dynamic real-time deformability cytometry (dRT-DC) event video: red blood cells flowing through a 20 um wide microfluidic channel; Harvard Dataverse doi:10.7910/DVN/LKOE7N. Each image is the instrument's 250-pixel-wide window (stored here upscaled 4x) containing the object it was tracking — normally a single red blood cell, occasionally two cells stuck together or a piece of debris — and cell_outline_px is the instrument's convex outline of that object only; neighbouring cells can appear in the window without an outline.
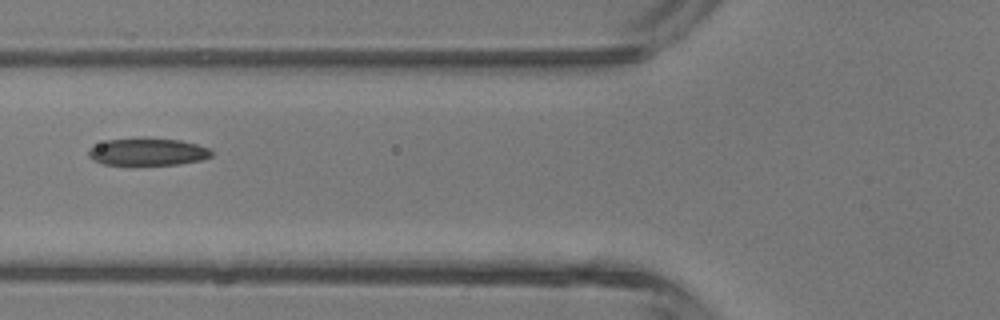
{"species": "common noctule bat (a hibernating species)", "species_latin": "Nyctalus noctula", "temperature_condition": "room temperature", "stored_images_in_passage": 3, "camera_frame_rate_fps": 3000, "um_per_image_px": 0.085, "animal": {"sex": "male", "body_mass_g": 13.3}, "frame": {"image": 1, "passage_image": 2, "time_ms": 1.333, "image_size_px": [1000, 320], "cell_outline_px": [[212, 156], [200, 160], [180, 164], [104, 164], [88, 156], [88, 148], [108, 140], [140, 136], [144, 136], [180, 140], [196, 144], [208, 148], [212, 152]], "centroid_in_image_um": [12.55, 12.87], "position_along_channel_um": 113.2, "area_um2": 19.71}}
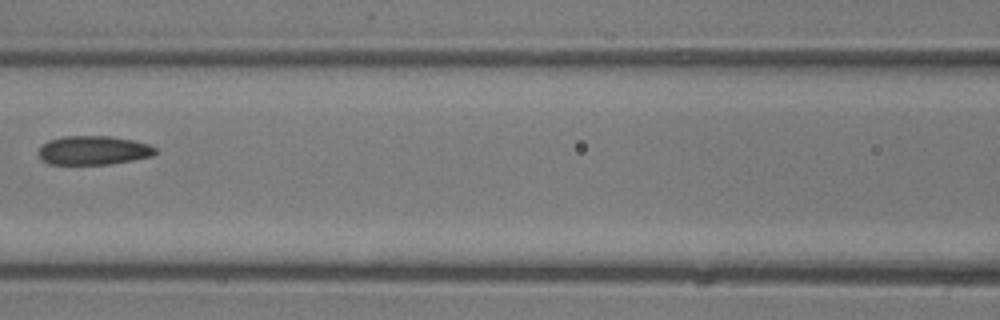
{"frame": {"image": 2, "passage_image": 3, "time_ms": 2.333, "image_size_px": [1000, 320], "cell_outline_px": [[156, 152], [152, 156], [132, 160], [108, 164], [48, 164], [40, 160], [36, 152], [48, 140], [64, 136], [112, 136], [132, 140], [148, 144], [156, 148]], "centroid_in_image_um": [7.89, 12.78], "position_along_channel_um": 158.7, "area_um2": 19.77}}